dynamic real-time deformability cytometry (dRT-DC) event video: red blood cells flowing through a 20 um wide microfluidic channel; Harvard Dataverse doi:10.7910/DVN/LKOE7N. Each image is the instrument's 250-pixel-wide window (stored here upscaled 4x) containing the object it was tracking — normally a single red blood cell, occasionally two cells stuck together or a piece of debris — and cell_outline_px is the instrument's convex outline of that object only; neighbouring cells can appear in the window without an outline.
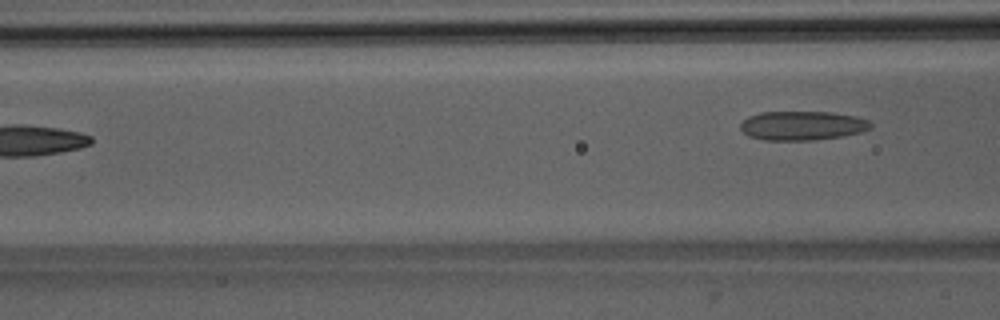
{"species": "Egyptian fruit bat (a non-hibernating species)", "species_latin": "Rousettus aegyptiacus", "temperature_condition": "room temperature", "stored_images_in_passage": 7, "camera_frame_rate_fps": 3000, "um_per_image_px": 0.085, "animal": {"sex": "male"}, "frame": {"image": 1, "passage_image": 7, "time_ms": 8.0, "image_size_px": [1000, 320], "cell_outline_px": [[872, 128], [860, 132], [844, 136], [816, 140], [764, 140], [748, 136], [740, 128], [740, 124], [748, 116], [760, 112], [832, 112], [856, 116], [868, 120], [872, 124]], "centroid_in_image_um": [68.21, 10.68], "position_along_channel_um": 98.4, "area_um2": 22.25}}